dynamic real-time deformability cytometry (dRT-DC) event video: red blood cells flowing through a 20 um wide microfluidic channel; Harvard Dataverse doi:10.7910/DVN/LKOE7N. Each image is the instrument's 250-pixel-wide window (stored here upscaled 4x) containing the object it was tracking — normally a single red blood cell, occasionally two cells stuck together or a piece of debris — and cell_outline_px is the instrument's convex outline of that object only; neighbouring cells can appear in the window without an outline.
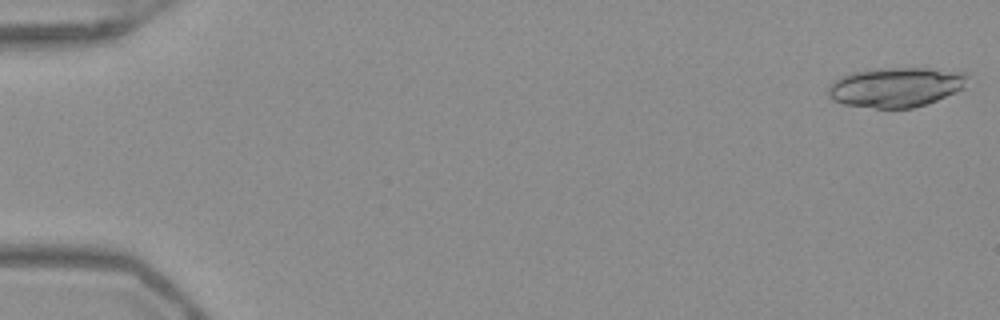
{"species": "Egyptian fruit bat (a non-hibernating species)", "species_latin": "Rousettus aegyptiacus", "temperature_condition": "warm", "stored_images_in_passage": 51, "camera_frame_rate_fps": 3000, "um_per_image_px": 0.085, "frame": {"image": 1, "passage_image": 1, "time_ms": 0.0, "image_size_px": [1000, 320], "cell_outline_px": [[968, 76], [964, 88], [936, 100], [912, 108], [876, 108], [844, 104], [832, 100], [828, 96], [828, 88], [840, 76], [852, 72], [868, 68], [928, 68], [968, 72]], "centroid_in_image_um": [76.14, 7.39], "position_along_channel_um": 8.9, "area_um2": 32.37}}